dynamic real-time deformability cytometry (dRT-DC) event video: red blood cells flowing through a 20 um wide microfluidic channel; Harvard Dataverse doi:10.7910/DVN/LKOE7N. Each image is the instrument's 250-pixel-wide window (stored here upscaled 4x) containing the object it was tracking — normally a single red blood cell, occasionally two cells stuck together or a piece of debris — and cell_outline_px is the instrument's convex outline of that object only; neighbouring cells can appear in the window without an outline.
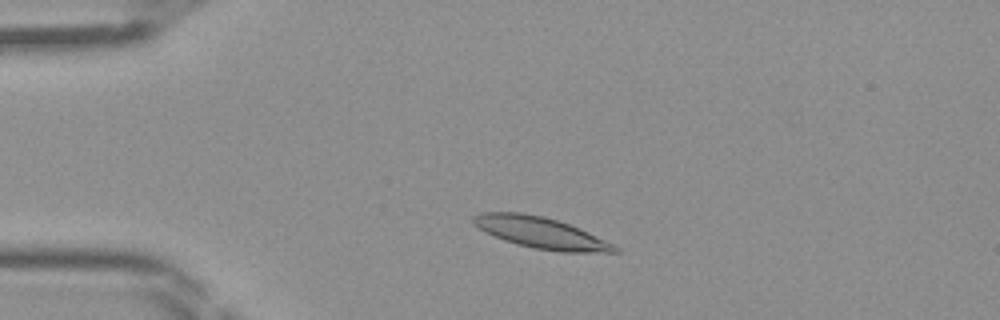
{"species": "Egyptian fruit bat (a non-hibernating species)", "species_latin": "Rousettus aegyptiacus", "temperature_condition": "room temperature", "stored_images_in_passage": 41, "camera_frame_rate_fps": 3000, "um_per_image_px": 0.085, "frame": {"image": 1, "passage_image": 6, "time_ms": 1.667, "image_size_px": [1000, 320], "cell_outline_px": [[620, 252], [560, 252], [536, 248], [516, 244], [504, 240], [472, 224], [472, 216], [480, 212], [520, 212], [544, 216], [580, 228], [620, 248]], "centroid_in_image_um": [45.96, 19.77], "position_along_channel_um": 39.0, "area_um2": 25.49}}
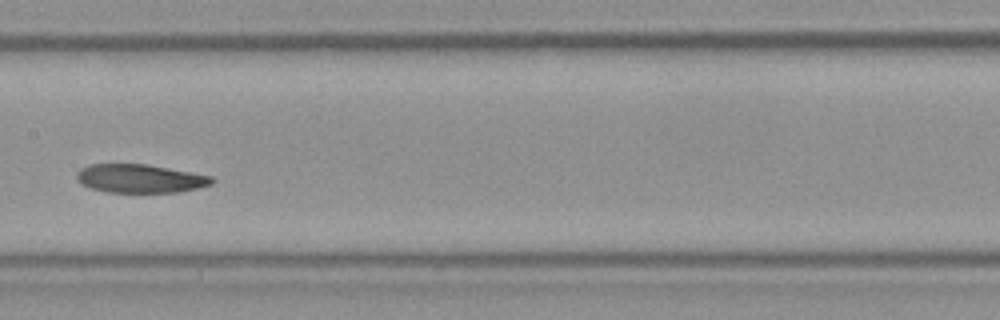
{"frame": {"image": 2, "passage_image": 19, "time_ms": 6.0, "image_size_px": [1000, 320], "cell_outline_px": [[216, 180], [212, 184], [196, 188], [176, 192], [108, 192], [92, 188], [76, 180], [76, 172], [80, 168], [88, 164], [148, 164], [212, 176]], "centroid_in_image_um": [11.9, 15.16], "position_along_channel_um": 195.5, "area_um2": 22.43}}
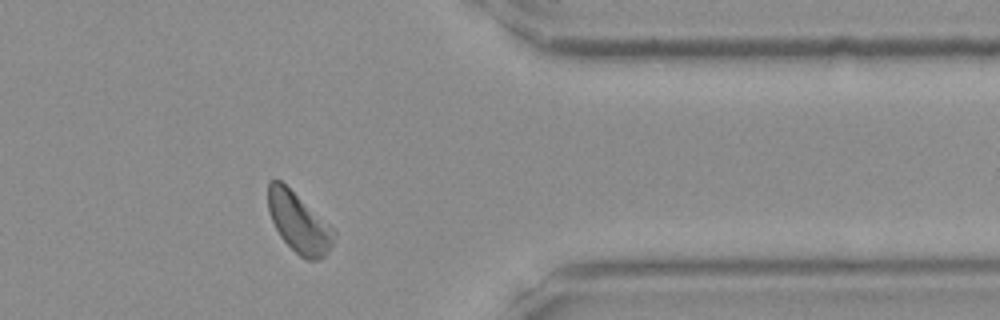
{"frame": {"image": 3, "passage_image": 33, "time_ms": 10.667, "image_size_px": [1000, 320], "cell_outline_px": [[336, 232], [332, 244], [328, 252], [324, 256], [316, 260], [308, 260], [300, 256], [280, 236], [268, 212], [268, 180], [280, 180], [328, 224]], "centroid_in_image_um": [25.37, 18.93], "position_along_channel_um": 386.0, "area_um2": 22.37}}